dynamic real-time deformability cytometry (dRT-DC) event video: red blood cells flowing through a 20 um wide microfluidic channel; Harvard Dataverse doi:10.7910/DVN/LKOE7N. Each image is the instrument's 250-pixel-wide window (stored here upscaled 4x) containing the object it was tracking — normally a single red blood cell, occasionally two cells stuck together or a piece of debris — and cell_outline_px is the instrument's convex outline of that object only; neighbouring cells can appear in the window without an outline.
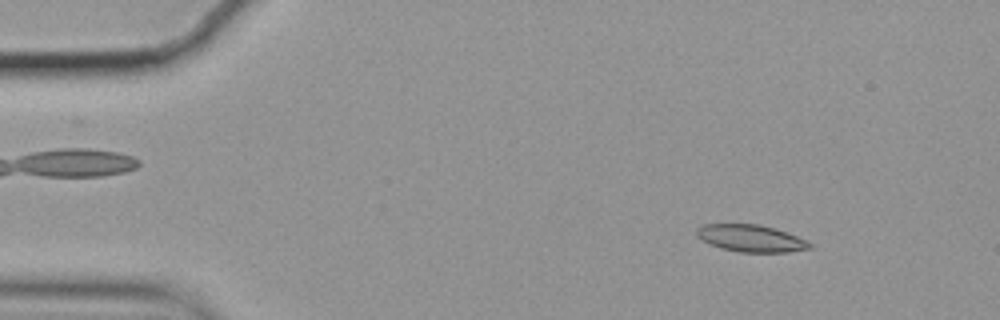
{"species": "common noctule bat (a hibernating species)", "species_latin": "Nyctalus noctula", "temperature_condition": "cold", "stored_images_in_passage": 56, "camera_frame_rate_fps": 3000, "um_per_image_px": 0.085, "animal": {"sex": "female", "body_mass_g": 19.9}, "frame": {"image": 1, "passage_image": 6, "time_ms": 1.667, "image_size_px": [1000, 320], "cell_outline_px": [[812, 248], [788, 252], [740, 252], [720, 248], [696, 236], [696, 228], [704, 224], [756, 224], [772, 228], [808, 240], [812, 244]], "centroid_in_image_um": [63.83, 20.26], "position_along_channel_um": 21.2, "area_um2": 17.63}}
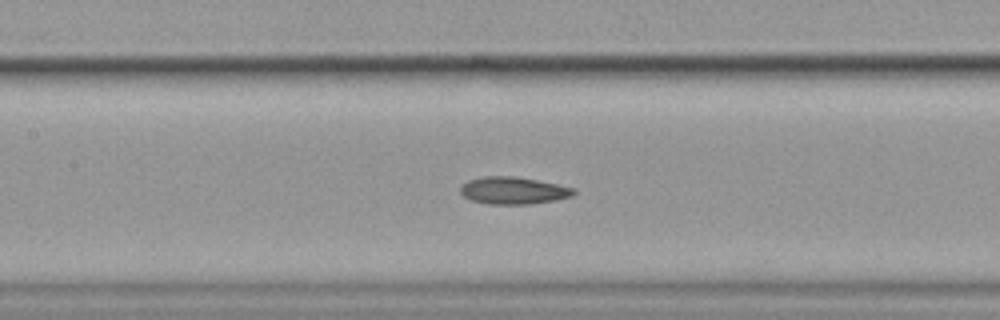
{"frame": {"image": 2, "passage_image": 25, "time_ms": 8.0, "image_size_px": [1000, 320], "cell_outline_px": [[576, 192], [572, 196], [556, 200], [532, 204], [488, 204], [468, 200], [460, 192], [460, 184], [468, 180], [484, 176], [516, 176], [576, 188]], "centroid_in_image_um": [43.61, 16.2], "position_along_channel_um": 163.8, "area_um2": 18.21}}
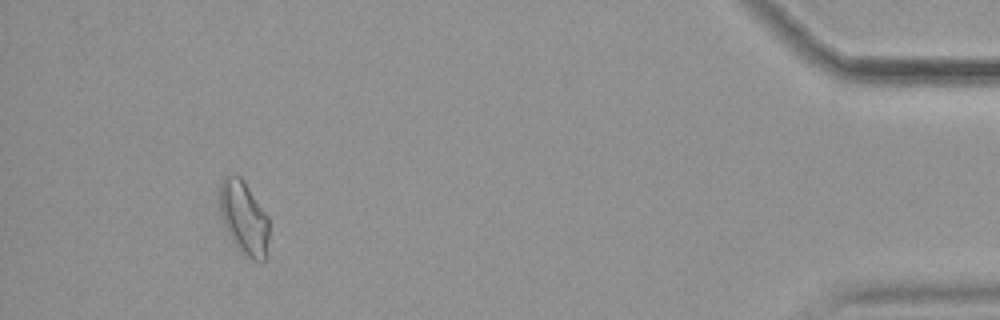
{"frame": {"image": 3, "passage_image": 52, "time_ms": 17.0, "image_size_px": [1000, 320], "cell_outline_px": [[268, 240], [264, 260], [260, 264], [244, 256], [240, 252], [232, 240], [224, 224], [220, 212], [220, 184], [224, 176], [228, 172], [240, 176], [244, 180], [268, 216]], "centroid_in_image_um": [20.73, 18.5], "position_along_channel_um": 414.5, "area_um2": 21.33}, "authors_computed_cell_mechanics": {"area_um2": 18.4093, "velocity_mm_per_s": 3.5054, "shape_relaxation_time_tau1_ms": null, "shape_relaxation_time_tau2_ms": 4.8598, "deformation_change_tau1": null, "deformation_change_tau2": 0.1119}}